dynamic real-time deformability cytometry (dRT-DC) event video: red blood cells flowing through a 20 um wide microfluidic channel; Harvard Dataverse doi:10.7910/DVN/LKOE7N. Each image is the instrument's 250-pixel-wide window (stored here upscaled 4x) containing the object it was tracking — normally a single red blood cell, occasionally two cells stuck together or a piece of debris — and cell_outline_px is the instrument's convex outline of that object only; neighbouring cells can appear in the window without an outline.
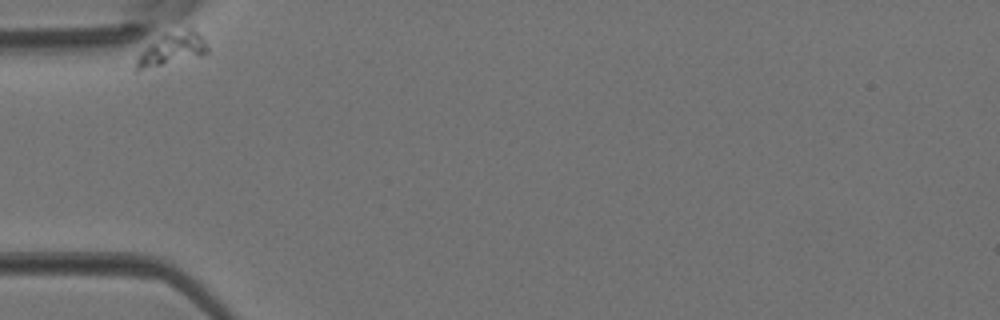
{"species": "Egyptian fruit bat (a non-hibernating species)", "species_latin": "Rousettus aegyptiacus", "temperature_condition": "room temperature", "stored_images_in_passage": 3, "camera_frame_rate_fps": 3000, "um_per_image_px": 0.085, "animal": {"sex": "female"}, "frame": {"image": 1, "passage_image": 1, "time_ms": 0.0, "image_size_px": [1000, 320], "cell_outline_px": [[208, 52], [200, 56], [136, 72], [132, 72], [136, 60], [140, 52], [148, 44], [164, 32], [188, 28], [196, 32], [200, 36], [208, 48]], "centroid_in_image_um": [14.51, 4.2], "position_along_channel_um": 70.5, "area_um2": 13.76}}
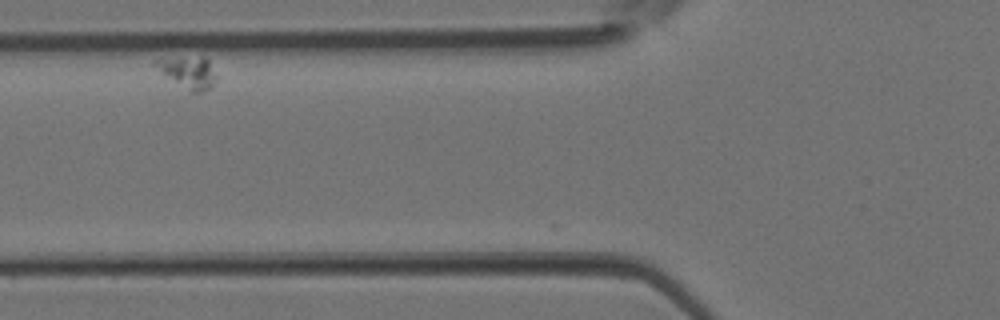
{"frame": {"image": 2, "passage_image": 2, "time_ms": 0.333, "image_size_px": [1000, 320], "cell_outline_px": [[220, 76], [212, 88], [200, 92], [192, 92], [152, 64], [156, 60], [200, 56], [204, 56], [208, 60]], "centroid_in_image_um": [16.16, 6.14], "position_along_channel_um": 109.6, "area_um2": 10.98}}